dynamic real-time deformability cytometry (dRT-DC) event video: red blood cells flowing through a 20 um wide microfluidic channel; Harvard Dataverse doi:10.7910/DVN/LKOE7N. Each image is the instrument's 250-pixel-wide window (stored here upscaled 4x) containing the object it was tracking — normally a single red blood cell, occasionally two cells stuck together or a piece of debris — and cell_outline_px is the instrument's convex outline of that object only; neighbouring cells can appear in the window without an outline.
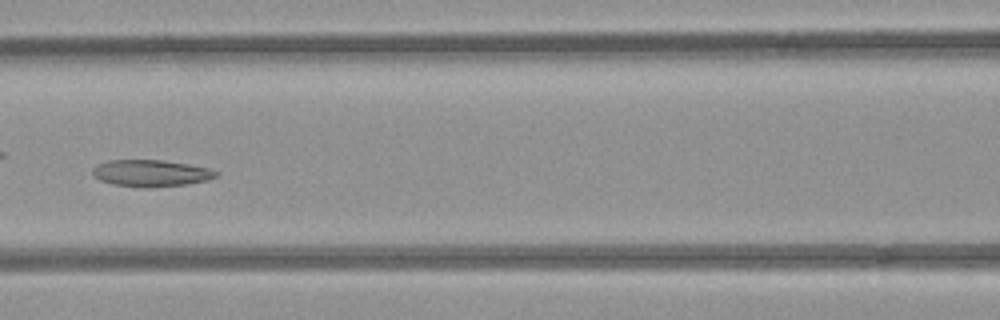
{"species": "common noctule bat (a hibernating species)", "species_latin": "Nyctalus noctula", "temperature_condition": "room temperature", "stored_images_in_passage": 37, "camera_frame_rate_fps": 3000, "um_per_image_px": 0.085, "animal": {"sex": "female", "body_mass_g": 21.9}, "frame": {"image": 1, "passage_image": 8, "time_ms": 2.333, "image_size_px": [1000, 320], "cell_outline_px": [[220, 172], [216, 176], [208, 180], [184, 184], [148, 188], [144, 188], [112, 184], [100, 180], [92, 176], [92, 168], [108, 160], [160, 160], [188, 164], [208, 168]], "centroid_in_image_um": [12.81, 14.72], "position_along_channel_um": 153.8, "area_um2": 19.19}}
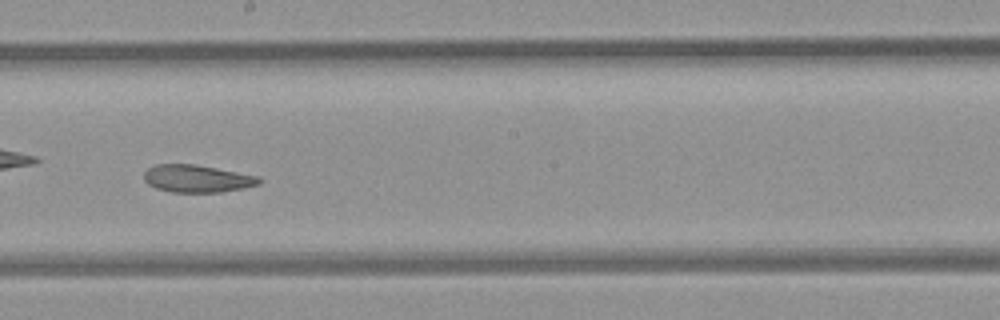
{"frame": {"image": 2, "passage_image": 14, "time_ms": 4.333, "image_size_px": [1000, 320], "cell_outline_px": [[264, 180], [260, 184], [244, 188], [220, 192], [172, 192], [156, 188], [148, 184], [144, 180], [144, 172], [148, 168], [156, 164], [196, 164], [260, 176]], "centroid_in_image_um": [16.79, 15.18], "position_along_channel_um": 231.4, "area_um2": 18.61}}
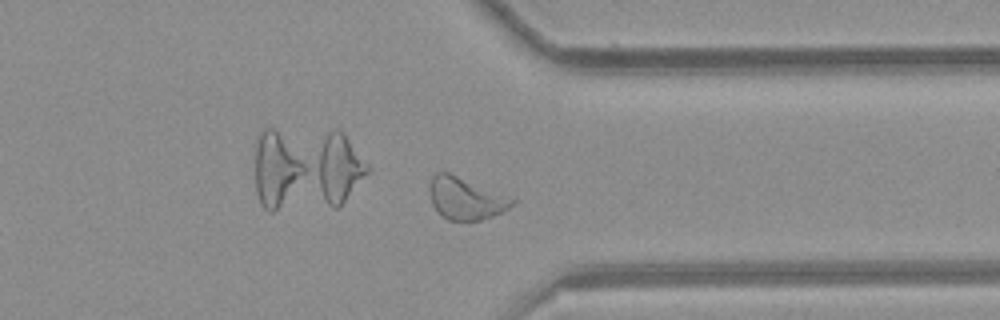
{"frame": {"image": 3, "passage_image": 25, "time_ms": 8.0, "image_size_px": [1000, 320], "cell_outline_px": [[516, 200], [508, 208], [492, 216], [480, 220], [448, 220], [432, 204], [428, 188], [432, 176], [436, 172], [448, 172]], "centroid_in_image_um": [39.52, 16.86], "position_along_channel_um": 371.9, "area_um2": 19.65}, "authors_computed_cell_mechanics": {"area_um2": 19.652, "velocity_mm_per_s": 3.8966, "shape_relaxation_time_tau1_ms": null, "shape_relaxation_time_tau2_ms": 6.8875, "deformation_change_tau1": null, "deformation_change_tau2": 0.1388}}